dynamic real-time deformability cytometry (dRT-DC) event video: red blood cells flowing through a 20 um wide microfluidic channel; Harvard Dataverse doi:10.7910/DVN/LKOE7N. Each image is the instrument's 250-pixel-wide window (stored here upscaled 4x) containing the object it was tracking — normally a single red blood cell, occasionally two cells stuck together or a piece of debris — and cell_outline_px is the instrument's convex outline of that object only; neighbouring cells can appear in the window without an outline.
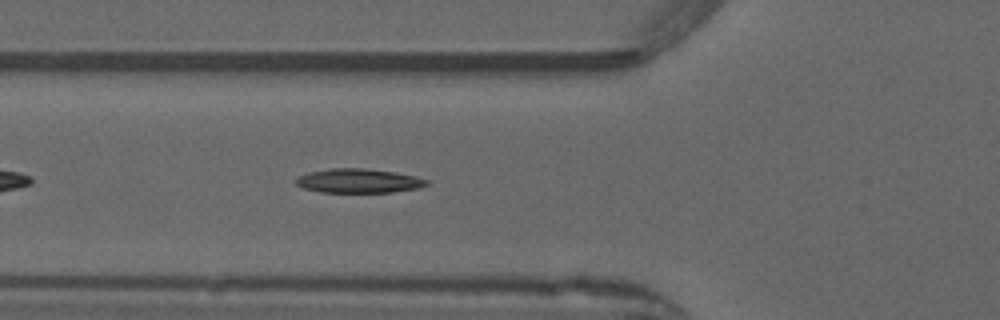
{"species": "common noctule bat (a hibernating species)", "species_latin": "Nyctalus noctula", "temperature_condition": "warm", "stored_images_in_passage": 39, "camera_frame_rate_fps": 3000, "um_per_image_px": 0.085, "animal": {"sex": "male", "forearm_length_mm": 52.5}, "frame": {"image": 1, "passage_image": 6, "time_ms": 1.667, "image_size_px": [1000, 320], "cell_outline_px": [[428, 184], [420, 188], [392, 192], [320, 192], [304, 188], [296, 184], [296, 180], [300, 176], [312, 172], [328, 168], [368, 168], [396, 172], [416, 176], [428, 180]], "centroid_in_image_um": [30.54, 15.37], "position_along_channel_um": 95.3, "area_um2": 18.38}, "authors_computed_cell_mechanics": {"area_um2": 18.0336, "velocity_mm_per_s": 3.9769, "shape_relaxation_time_tau1_ms": null, "shape_relaxation_time_tau2_ms": 6.6923, "deformation_change_tau1": null, "deformation_change_tau2": 0.1561}}